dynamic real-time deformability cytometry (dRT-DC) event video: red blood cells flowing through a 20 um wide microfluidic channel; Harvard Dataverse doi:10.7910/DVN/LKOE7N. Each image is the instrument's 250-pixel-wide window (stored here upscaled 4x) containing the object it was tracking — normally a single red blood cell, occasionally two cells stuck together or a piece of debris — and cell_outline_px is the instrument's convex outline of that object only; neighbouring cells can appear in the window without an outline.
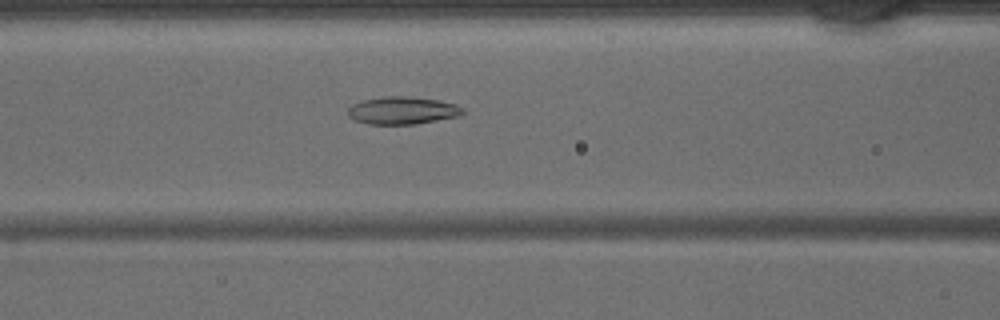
{"species": "common noctule bat (a hibernating species)", "species_latin": "Nyctalus noctula", "temperature_condition": "warm", "stored_images_in_passage": 35, "camera_frame_rate_fps": 3000, "um_per_image_px": 0.085, "animal": {"sex": "male", "body_mass_g": 15.6}, "frame": {"image": 1, "passage_image": 9, "time_ms": 2.667, "image_size_px": [1000, 320], "cell_outline_px": [[464, 112], [460, 116], [416, 124], [368, 124], [356, 120], [348, 116], [348, 108], [352, 104], [364, 100], [384, 96], [408, 96], [440, 100], [456, 104], [464, 108]], "centroid_in_image_um": [34.24, 9.38], "position_along_channel_um": 132.4, "area_um2": 18.55}}
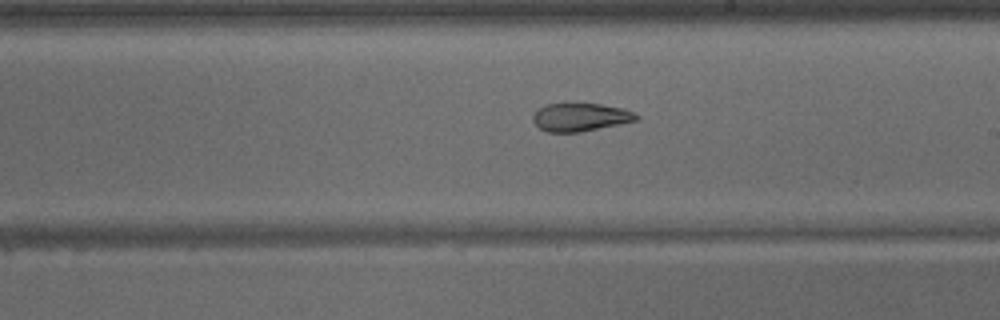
{"frame": {"image": 2, "passage_image": 16, "time_ms": 5.0, "image_size_px": [1000, 320], "cell_outline_px": [[640, 116], [636, 120], [620, 124], [580, 132], [548, 132], [540, 128], [532, 120], [532, 116], [544, 104], [600, 104], [624, 108]], "centroid_in_image_um": [49.33, 9.96], "position_along_channel_um": 239.7, "area_um2": 16.76}}
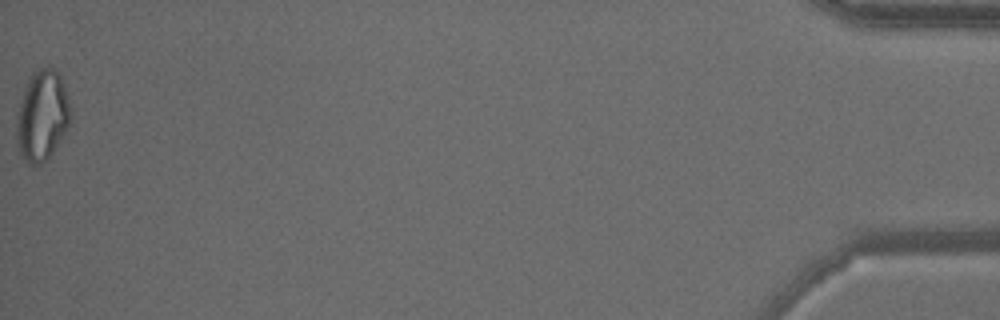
{"frame": {"image": 3, "passage_image": 35, "time_ms": 11.333, "image_size_px": [1000, 320], "cell_outline_px": [[72, 112], [68, 128], [52, 152], [40, 164], [28, 164], [20, 156], [16, 140], [16, 112], [28, 76], [32, 72], [40, 68], [56, 68], [60, 72], [68, 96]], "centroid_in_image_um": [3.57, 9.79], "position_along_channel_um": 431.6, "area_um2": 29.02}}